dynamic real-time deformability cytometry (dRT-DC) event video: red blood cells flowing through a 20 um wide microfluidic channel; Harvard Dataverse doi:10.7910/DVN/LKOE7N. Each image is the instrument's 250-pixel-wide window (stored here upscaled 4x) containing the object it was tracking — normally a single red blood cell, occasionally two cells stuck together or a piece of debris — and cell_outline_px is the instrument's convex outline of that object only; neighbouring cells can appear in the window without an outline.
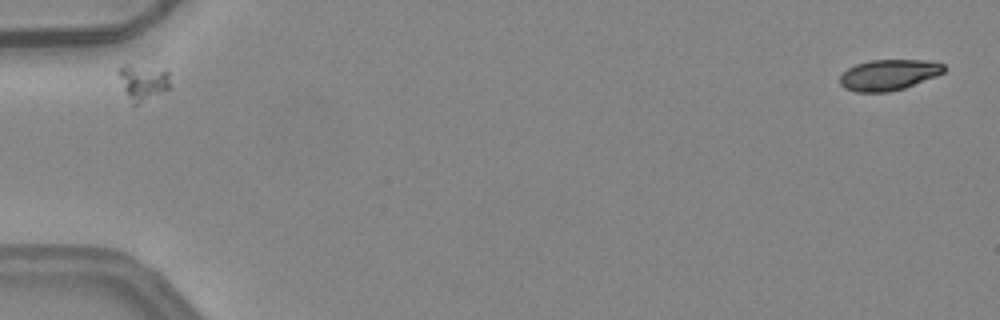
{"species": "common noctule bat (a hibernating species)", "species_latin": "Nyctalus noctula", "temperature_condition": "warm", "stored_images_in_passage": 1, "camera_frame_rate_fps": 3000, "um_per_image_px": 0.085, "animal": {"sex": "female", "body_mass_g": 24.6, "forearm_length_mm": 56.2}, "frame": {"image": 1, "passage_image": 1, "time_ms": 0.0, "image_size_px": [1000, 320], "cell_outline_px": [[172, 88], [136, 104], [132, 104], [116, 72], [124, 64], [128, 64], [168, 72]], "centroid_in_image_um": [12.16, 6.99], "position_along_channel_um": 72.8, "area_um2": 10.4}}